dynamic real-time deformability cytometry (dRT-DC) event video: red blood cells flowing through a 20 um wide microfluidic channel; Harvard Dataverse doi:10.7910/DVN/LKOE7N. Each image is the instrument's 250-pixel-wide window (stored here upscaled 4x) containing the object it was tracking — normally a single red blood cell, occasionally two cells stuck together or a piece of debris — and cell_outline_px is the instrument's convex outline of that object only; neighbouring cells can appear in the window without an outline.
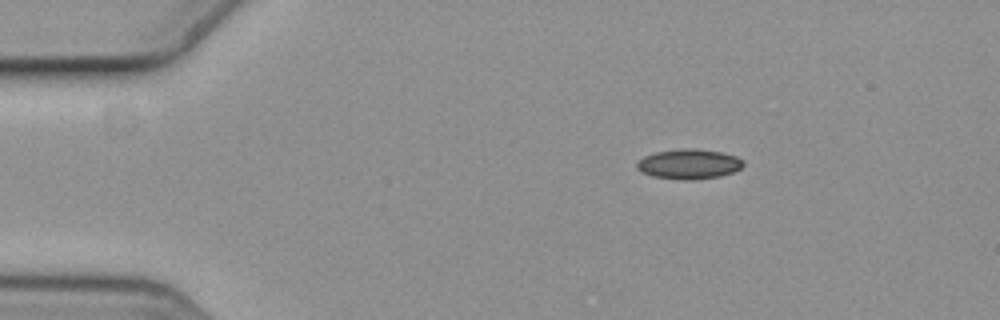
{"species": "common noctule bat (a hibernating species)", "species_latin": "Nyctalus noctula", "temperature_condition": "cold", "stored_images_in_passage": 5, "camera_frame_rate_fps": 3000, "um_per_image_px": 0.085, "animal": {"sex": "female", "body_mass_g": 19.3, "forearm_length_mm": 54.1}, "frame": {"image": 1, "passage_image": 2, "time_ms": 0.333, "image_size_px": [1000, 320], "cell_outline_px": [[744, 164], [740, 168], [732, 172], [720, 176], [692, 180], [684, 180], [652, 176], [640, 172], [636, 168], [636, 164], [644, 156], [656, 152], [680, 148], [696, 148], [724, 152], [736, 156], [744, 160]], "centroid_in_image_um": [58.56, 13.93], "position_along_channel_um": 26.4, "area_um2": 18.73}}
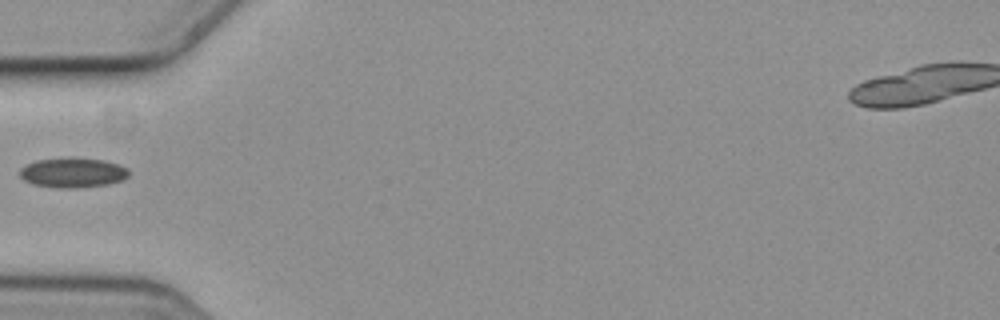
{"frame": {"image": 2, "passage_image": 4, "time_ms": 1.0, "image_size_px": [1000, 320], "cell_outline_px": [[128, 176], [120, 180], [108, 184], [76, 188], [60, 188], [32, 184], [24, 180], [20, 176], [20, 168], [36, 160], [68, 156], [72, 156], [104, 160], [116, 164], [124, 168], [128, 172]], "centroid_in_image_um": [6.13, 14.65], "position_along_channel_um": 78.9, "area_um2": 19.02}}
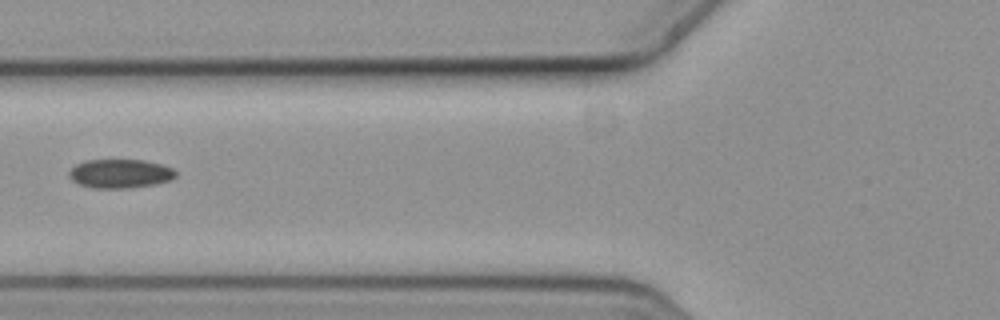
{"frame": {"image": 3, "passage_image": 5, "time_ms": 1.333, "image_size_px": [1000, 320], "cell_outline_px": [[176, 176], [172, 180], [156, 184], [132, 188], [92, 188], [80, 184], [72, 180], [68, 176], [68, 172], [76, 164], [84, 160], [144, 160], [160, 164], [172, 168], [176, 172]], "centroid_in_image_um": [10.21, 14.76], "position_along_channel_um": 115.6, "area_um2": 18.09}}